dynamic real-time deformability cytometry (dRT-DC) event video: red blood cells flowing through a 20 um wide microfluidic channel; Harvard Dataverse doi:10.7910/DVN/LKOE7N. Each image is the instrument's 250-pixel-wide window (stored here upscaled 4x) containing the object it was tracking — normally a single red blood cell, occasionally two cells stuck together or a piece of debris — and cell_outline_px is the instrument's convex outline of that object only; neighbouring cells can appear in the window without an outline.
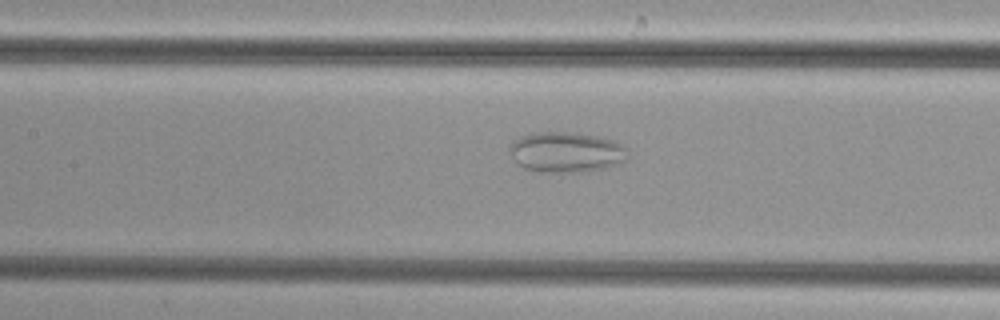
{"species": "common noctule bat (a hibernating species)", "species_latin": "Nyctalus noctula", "temperature_condition": "cold", "stored_images_in_passage": 32, "camera_frame_rate_fps": 3000, "um_per_image_px": 0.085, "animal": {"sex": "female", "body_mass_g": 29.2, "forearm_length_mm": 56.3}, "frame": {"image": 1, "passage_image": 6, "time_ms": 1.667, "image_size_px": [1000, 320], "cell_outline_px": [[628, 160], [604, 168], [584, 172], [536, 172], [524, 168], [516, 164], [512, 152], [512, 140], [520, 136], [540, 132], [568, 132], [596, 136], [612, 140], [628, 148]], "centroid_in_image_um": [48.15, 12.95], "position_along_channel_um": 159.2, "area_um2": 27.8}}
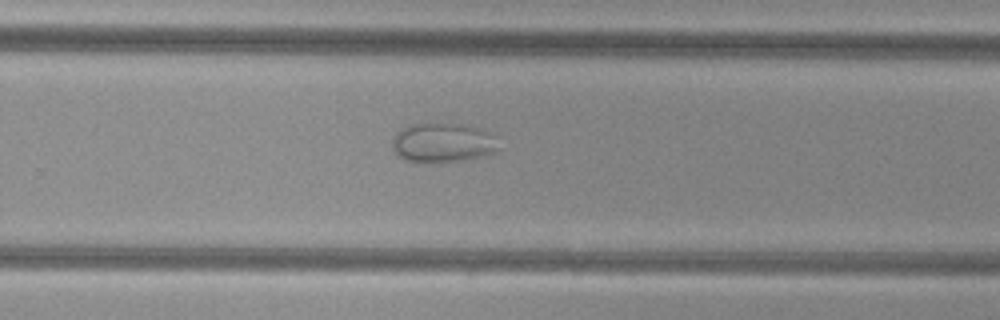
{"frame": {"image": 2, "passage_image": 16, "time_ms": 5.0, "image_size_px": [1000, 320], "cell_outline_px": [[500, 148], [496, 152], [480, 156], [460, 160], [408, 160], [396, 156], [392, 148], [392, 140], [396, 132], [400, 128], [412, 124], [472, 124], [496, 136]], "centroid_in_image_um": [37.66, 12.08], "position_along_channel_um": 292.1, "area_um2": 24.16}}
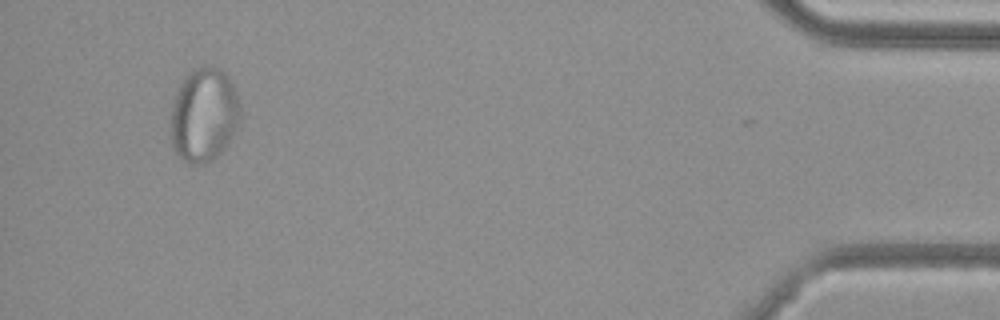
{"frame": {"image": 3, "passage_image": 31, "time_ms": 10.0, "image_size_px": [1000, 320], "cell_outline_px": [[240, 120], [228, 144], [216, 156], [200, 164], [188, 164], [180, 160], [172, 144], [172, 108], [180, 84], [188, 72], [200, 64], [204, 64], [220, 68], [232, 80], [236, 88], [240, 104]], "centroid_in_image_um": [17.37, 9.72], "position_along_channel_um": 417.8, "area_um2": 38.26}}